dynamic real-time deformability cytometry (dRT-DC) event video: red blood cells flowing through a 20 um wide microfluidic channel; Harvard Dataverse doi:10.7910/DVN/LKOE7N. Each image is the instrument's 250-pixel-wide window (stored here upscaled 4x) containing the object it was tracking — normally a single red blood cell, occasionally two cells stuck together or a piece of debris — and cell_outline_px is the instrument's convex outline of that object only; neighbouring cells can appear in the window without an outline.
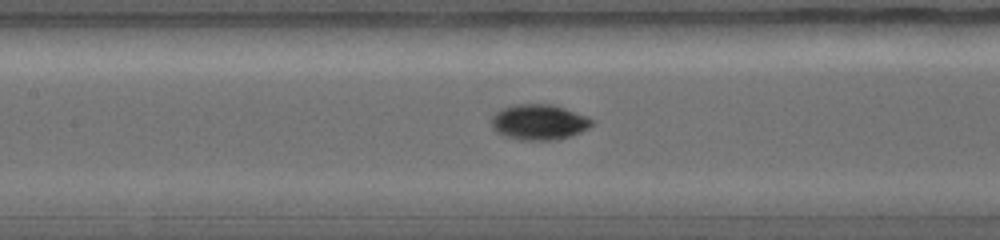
{"species": "common noctule bat (a hibernating species)", "species_latin": "Nyctalus noctula", "temperature_condition": "warm", "stored_images_in_passage": 18, "camera_frame_rate_fps": 5000, "um_per_image_px": 0.085, "animal": {"sex": "female", "body_mass_g": 19.0, "forearm_length_mm": 56.7}, "frame": {"image": 1, "passage_image": 5, "time_ms": 1.6, "image_size_px": [1000, 240], "cell_outline_px": [[596, 120], [588, 128], [572, 136], [556, 140], [520, 140], [504, 136], [496, 132], [492, 128], [492, 116], [496, 112], [504, 108], [516, 104], [552, 104], [588, 116]], "centroid_in_image_um": [45.84, 10.39], "position_along_channel_um": 161.6, "area_um2": 20.92}}
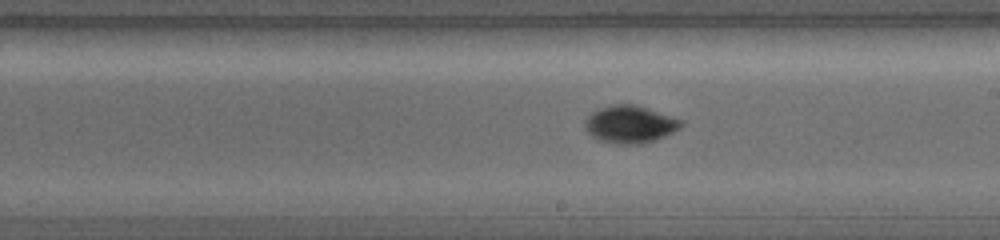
{"frame": {"image": 2, "passage_image": 9, "time_ms": 2.8, "image_size_px": [1000, 240], "cell_outline_px": [[684, 124], [680, 128], [664, 136], [640, 144], [616, 144], [596, 140], [584, 128], [584, 120], [592, 112], [600, 108], [616, 104], [636, 104], [680, 120]], "centroid_in_image_um": [53.49, 10.57], "position_along_channel_um": 235.5, "area_um2": 20.81}}
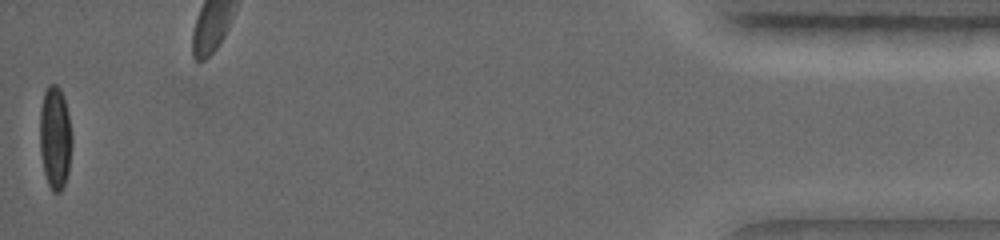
{"frame": {"image": 3, "passage_image": 18, "time_ms": 8.0, "image_size_px": [1000, 240], "cell_outline_px": [[72, 144], [68, 172], [64, 184], [60, 192], [52, 192], [48, 184], [44, 172], [40, 152], [40, 108], [44, 92], [48, 84], [56, 84], [60, 88], [64, 96], [72, 136]], "centroid_in_image_um": [4.68, 11.68], "position_along_channel_um": 430.5, "area_um2": 19.36}}